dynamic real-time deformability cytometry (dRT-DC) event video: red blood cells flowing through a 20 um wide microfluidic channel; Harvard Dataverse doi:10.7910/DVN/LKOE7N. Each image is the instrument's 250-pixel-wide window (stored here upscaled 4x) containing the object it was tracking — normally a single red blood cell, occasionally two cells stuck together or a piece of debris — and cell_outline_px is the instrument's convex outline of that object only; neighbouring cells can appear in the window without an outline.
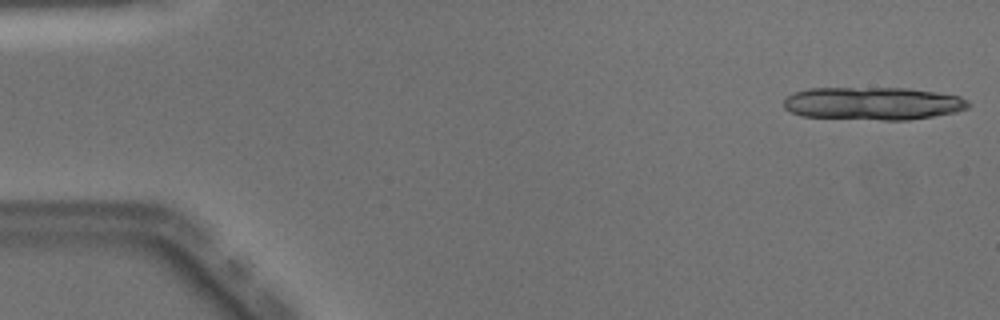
{"species": "Egyptian fruit bat (a non-hibernating species)", "species_latin": "Rousettus aegyptiacus", "temperature_condition": "warm", "stored_images_in_passage": 11, "camera_frame_rate_fps": 3000, "um_per_image_px": 0.085, "animal": {"sex": "male"}, "frame": {"image": 1, "passage_image": 1, "time_ms": 0.0, "image_size_px": [1000, 320], "cell_outline_px": [[972, 104], [968, 108], [956, 112], [908, 120], [884, 120], [800, 116], [784, 108], [784, 100], [788, 96], [796, 92], [808, 88], [908, 88], [936, 92], [960, 96], [968, 100]], "centroid_in_image_um": [74.23, 8.79], "position_along_channel_um": 10.8, "area_um2": 35.43}}